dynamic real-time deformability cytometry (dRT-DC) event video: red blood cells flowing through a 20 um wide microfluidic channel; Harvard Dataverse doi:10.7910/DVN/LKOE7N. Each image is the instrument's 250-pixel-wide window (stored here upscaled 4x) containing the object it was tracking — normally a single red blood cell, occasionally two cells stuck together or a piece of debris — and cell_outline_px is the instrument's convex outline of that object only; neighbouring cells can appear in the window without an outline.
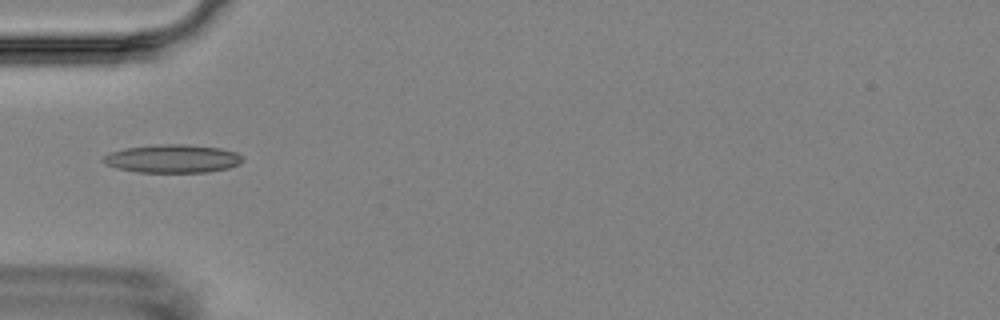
{"species": "Egyptian fruit bat (a non-hibernating species)", "species_latin": "Rousettus aegyptiacus", "temperature_condition": "room temperature", "stored_images_in_passage": 3, "camera_frame_rate_fps": 3000, "um_per_image_px": 0.085, "animal": {"sex": "female"}, "frame": {"image": 1, "passage_image": 1, "time_ms": 0.0, "image_size_px": [1000, 320], "cell_outline_px": [[244, 160], [240, 164], [228, 168], [208, 172], [136, 172], [116, 168], [104, 164], [100, 160], [108, 152], [124, 148], [160, 144], [184, 144], [220, 148], [236, 152]], "centroid_in_image_um": [14.62, 13.49], "position_along_channel_um": 70.4, "area_um2": 23.12}}